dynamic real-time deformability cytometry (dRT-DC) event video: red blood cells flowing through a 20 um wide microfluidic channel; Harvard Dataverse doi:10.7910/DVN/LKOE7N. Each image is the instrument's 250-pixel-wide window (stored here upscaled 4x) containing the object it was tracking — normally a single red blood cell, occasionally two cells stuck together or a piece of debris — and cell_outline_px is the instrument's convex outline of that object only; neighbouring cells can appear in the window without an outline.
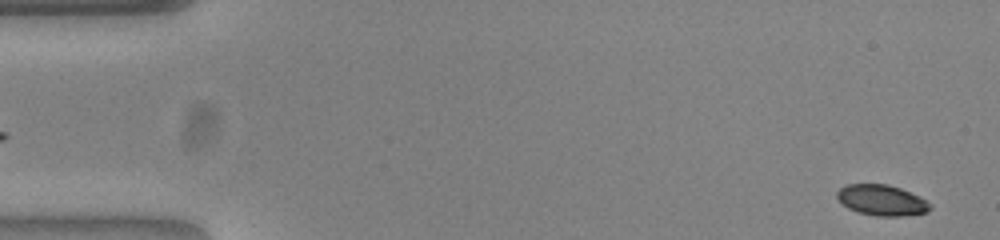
{"species": "common noctule bat (a hibernating species)", "species_latin": "Nyctalus noctula", "temperature_condition": "warm", "stored_images_in_passage": 53, "camera_frame_rate_fps": 3000, "um_per_image_px": 0.085, "animal": {"sex": "female", "body_mass_g": 23.0, "forearm_length_mm": 53.4}, "frame": {"image": 1, "passage_image": 2, "time_ms": 0.333, "image_size_px": [1000, 240], "cell_outline_px": [[932, 208], [928, 212], [900, 216], [876, 216], [856, 212], [848, 208], [836, 196], [836, 192], [840, 188], [848, 184], [888, 184], [900, 188], [920, 196], [932, 204]], "centroid_in_image_um": [74.97, 17.02], "position_along_channel_um": 10.0, "area_um2": 16.76}}
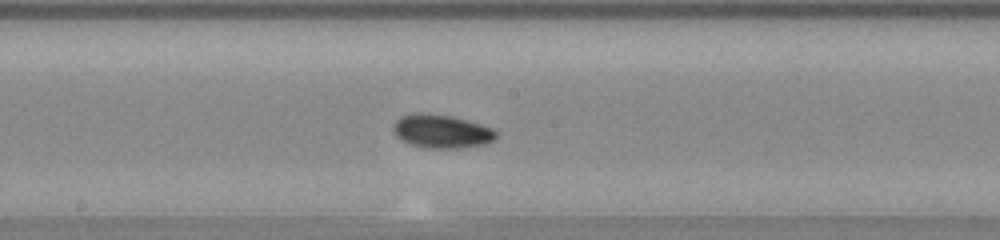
{"frame": {"image": 2, "passage_image": 28, "time_ms": 9.0, "image_size_px": [1000, 240], "cell_outline_px": [[496, 136], [492, 140], [484, 144], [456, 148], [420, 148], [408, 144], [400, 140], [396, 136], [392, 128], [392, 124], [400, 116], [416, 112], [420, 112], [452, 116], [480, 124], [492, 128], [496, 132]], "centroid_in_image_um": [37.44, 11.16], "position_along_channel_um": 210.8, "area_um2": 20.23}}
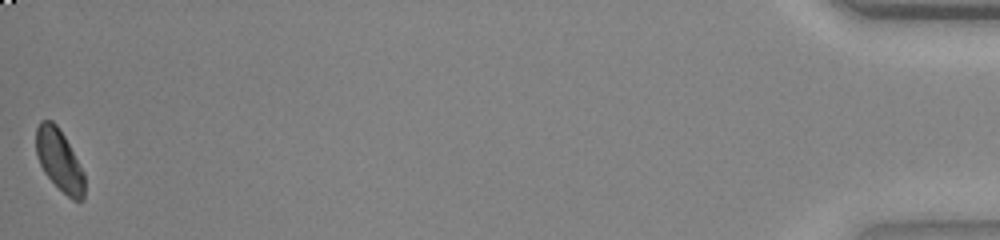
{"frame": {"image": 3, "passage_image": 53, "time_ms": 17.333, "image_size_px": [1000, 240], "cell_outline_px": [[84, 200], [72, 200], [44, 172], [36, 156], [36, 128], [40, 120], [52, 120], [56, 124], [64, 136], [84, 172]], "centroid_in_image_um": [5.03, 13.6], "position_along_channel_um": 430.2, "area_um2": 17.17}, "authors_computed_cell_mechanics": {"area_um2": 18.207, "velocity_mm_per_s": 3.8429, "shape_relaxation_time_tau1_ms": 7.7792, "shape_relaxation_time_tau2_ms": null, "deformation_change_tau1": 0.183, "deformation_change_tau2": null}}